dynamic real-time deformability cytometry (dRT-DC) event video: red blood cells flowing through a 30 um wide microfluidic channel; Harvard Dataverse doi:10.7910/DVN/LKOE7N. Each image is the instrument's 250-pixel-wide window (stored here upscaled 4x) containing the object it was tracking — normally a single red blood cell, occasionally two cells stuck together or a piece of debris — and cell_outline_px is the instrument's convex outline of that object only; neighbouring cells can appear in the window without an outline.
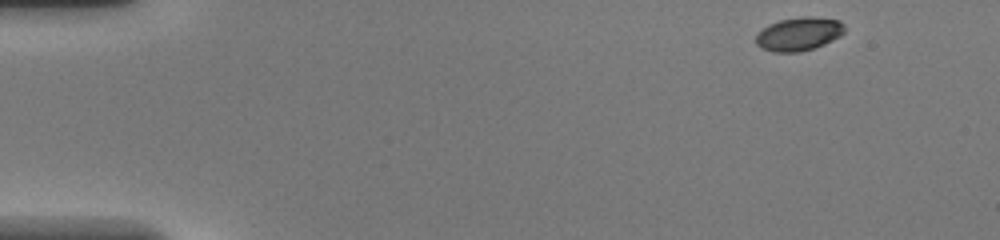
{"species": "common noctule bat (a hibernating species)", "species_latin": "Nyctalus noctula", "temperature_condition": "warm", "stored_images_in_passage": 45, "camera_frame_rate_fps": 3000, "um_per_image_px": 0.085, "animal": {"sex": "female", "body_mass_g": 20.0, "forearm_length_mm": 54.0}, "frame": {"image": 1, "passage_image": 1, "time_ms": 0.0, "image_size_px": [1000, 240], "cell_outline_px": [[844, 32], [840, 36], [824, 44], [800, 52], [772, 52], [760, 48], [756, 44], [756, 32], [768, 24], [780, 20], [804, 16], [812, 16], [840, 20], [844, 24]], "centroid_in_image_um": [67.87, 2.88], "position_along_channel_um": 17.1, "area_um2": 17.46}}
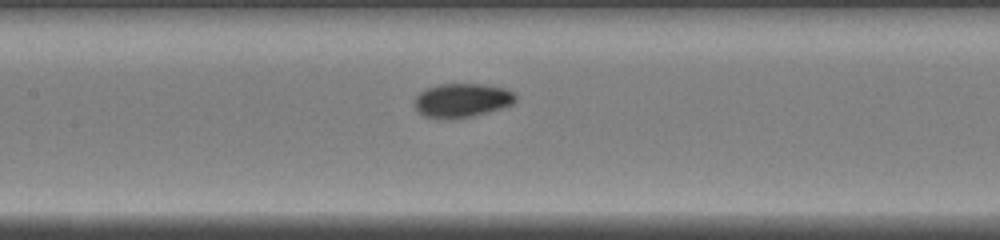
{"frame": {"image": 2, "passage_image": 20, "time_ms": 6.333, "image_size_px": [1000, 240], "cell_outline_px": [[516, 100], [512, 104], [504, 108], [472, 116], [452, 120], [440, 120], [424, 116], [412, 104], [416, 96], [420, 92], [428, 88], [440, 84], [484, 84], [504, 88], [512, 92], [516, 96]], "centroid_in_image_um": [39.25, 8.55], "position_along_channel_um": 168.2, "area_um2": 20.29}}
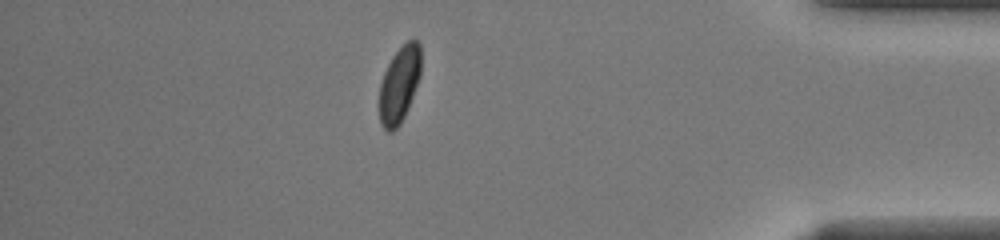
{"frame": {"image": 3, "passage_image": 39, "time_ms": 12.667, "image_size_px": [1000, 240], "cell_outline_px": [[420, 76], [408, 108], [400, 124], [392, 132], [388, 132], [380, 124], [380, 84], [384, 72], [392, 56], [408, 40], [416, 40], [420, 44]], "centroid_in_image_um": [33.94, 7.19], "position_along_channel_um": 401.3, "area_um2": 18.26}, "authors_computed_cell_mechanics": {"area_um2": 18.785, "velocity_mm_per_s": 4.2563, "shape_relaxation_time_tau1_ms": 3.2281, "shape_relaxation_time_tau2_ms": 1.071, "deformation_change_tau1": 0.1293, "deformation_change_tau2": 0.0289}}